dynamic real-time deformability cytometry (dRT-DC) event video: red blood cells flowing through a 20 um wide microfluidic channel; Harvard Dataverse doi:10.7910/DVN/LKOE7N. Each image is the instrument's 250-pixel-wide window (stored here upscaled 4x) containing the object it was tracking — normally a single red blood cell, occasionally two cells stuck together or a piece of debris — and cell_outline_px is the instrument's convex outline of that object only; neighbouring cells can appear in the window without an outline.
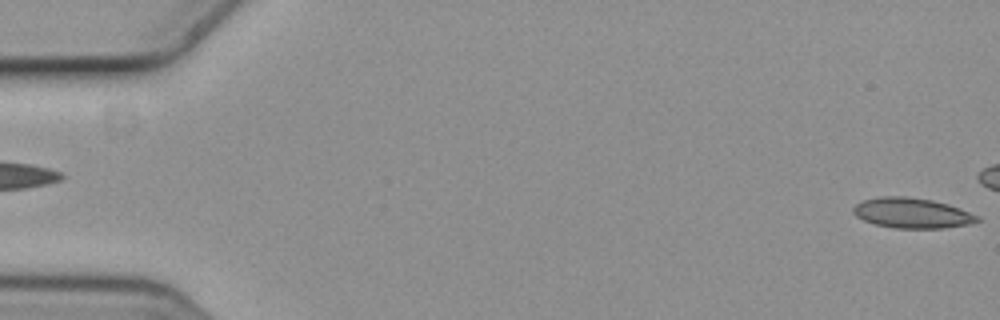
{"species": "common noctule bat (a hibernating species)", "species_latin": "Nyctalus noctula", "temperature_condition": "cold", "stored_images_in_passage": 4, "camera_frame_rate_fps": 3000, "um_per_image_px": 0.085, "animal": {"sex": "female", "body_mass_g": 19.3, "forearm_length_mm": 54.1}, "frame": {"image": 1, "passage_image": 4, "time_ms": 1.0, "image_size_px": [1000, 320], "cell_outline_px": [[980, 220], [968, 224], [944, 228], [896, 228], [876, 224], [864, 220], [856, 216], [852, 212], [852, 208], [856, 204], [864, 200], [880, 196], [904, 196], [932, 200], [948, 204], [980, 216]], "centroid_in_image_um": [77.51, 18.1], "position_along_channel_um": 7.5, "area_um2": 21.73}}